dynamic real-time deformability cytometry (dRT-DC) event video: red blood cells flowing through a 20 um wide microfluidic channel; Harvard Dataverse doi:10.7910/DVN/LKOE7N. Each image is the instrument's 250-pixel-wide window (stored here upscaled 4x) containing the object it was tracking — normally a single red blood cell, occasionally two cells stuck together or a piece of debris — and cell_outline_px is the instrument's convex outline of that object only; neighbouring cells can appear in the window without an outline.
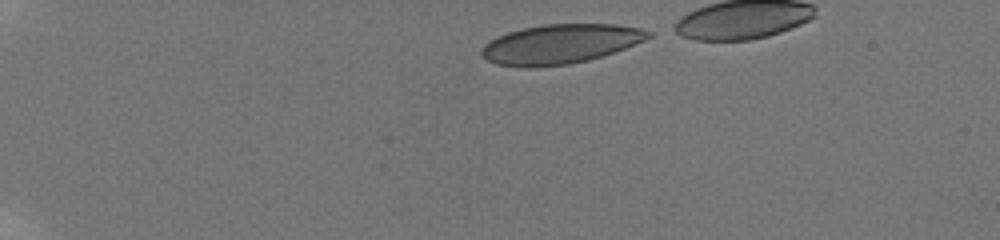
{"species": "human", "species_latin": "Homo sapiens", "temperature_condition": "room temperature", "stored_images_in_passage": 18, "camera_frame_rate_fps": 3000, "um_per_image_px": 0.085, "donor": {"sex": "male"}, "frame": {"image": 1, "passage_image": 1, "time_ms": 0.0, "image_size_px": [1000, 240], "cell_outline_px": [[652, 36], [644, 40], [624, 48], [588, 60], [568, 64], [528, 68], [524, 68], [496, 64], [488, 60], [480, 52], [484, 44], [496, 36], [508, 32], [524, 28], [544, 24], [616, 24], [640, 28], [652, 32]], "centroid_in_image_um": [47.59, 3.74], "position_along_channel_um": 37.4, "area_um2": 38.15}}